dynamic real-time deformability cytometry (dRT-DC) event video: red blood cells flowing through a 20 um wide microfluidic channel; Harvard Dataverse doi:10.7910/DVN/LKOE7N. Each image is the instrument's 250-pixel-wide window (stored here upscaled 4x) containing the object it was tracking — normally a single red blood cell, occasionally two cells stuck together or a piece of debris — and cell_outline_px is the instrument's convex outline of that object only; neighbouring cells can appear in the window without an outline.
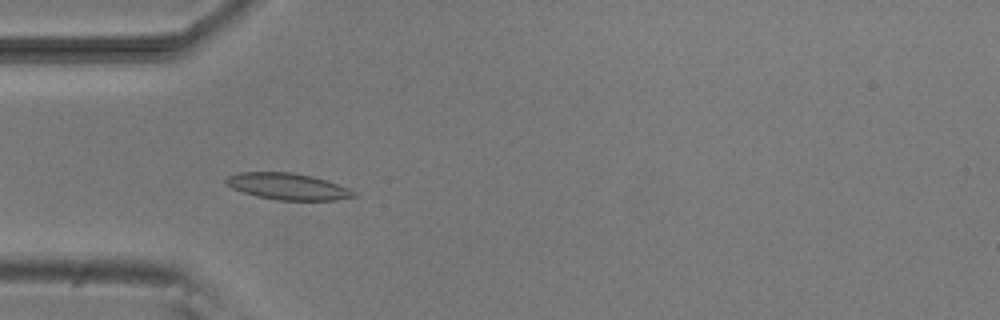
{"species": "common noctule bat (a hibernating species)", "species_latin": "Nyctalus noctula", "temperature_condition": "room temperature", "stored_images_in_passage": 4, "camera_frame_rate_fps": 3000, "um_per_image_px": 0.085, "animal": {"sex": "male", "body_mass_g": 20.5, "forearm_length_mm": 52.5}, "frame": {"image": 1, "passage_image": 3, "time_ms": 3.333, "image_size_px": [1000, 320], "cell_outline_px": [[360, 196], [336, 200], [280, 200], [256, 196], [232, 188], [224, 184], [224, 180], [228, 176], [240, 172], [292, 172], [312, 176], [328, 180], [352, 188], [360, 192]], "centroid_in_image_um": [24.56, 15.85], "position_along_channel_um": 60.4, "area_um2": 20.17}}
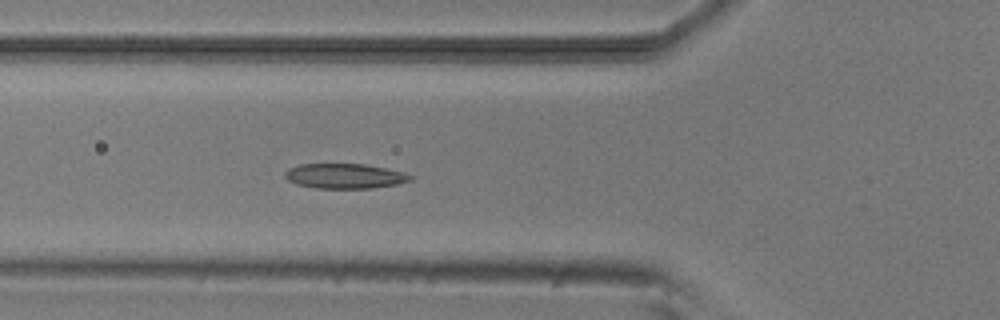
{"frame": {"image": 2, "passage_image": 4, "time_ms": 4.333, "image_size_px": [1000, 320], "cell_outline_px": [[412, 180], [396, 184], [372, 188], [316, 188], [296, 184], [288, 180], [284, 176], [284, 172], [288, 168], [300, 164], [364, 164], [404, 172], [412, 176]], "centroid_in_image_um": [29.27, 14.96], "position_along_channel_um": 96.5, "area_um2": 18.15}}